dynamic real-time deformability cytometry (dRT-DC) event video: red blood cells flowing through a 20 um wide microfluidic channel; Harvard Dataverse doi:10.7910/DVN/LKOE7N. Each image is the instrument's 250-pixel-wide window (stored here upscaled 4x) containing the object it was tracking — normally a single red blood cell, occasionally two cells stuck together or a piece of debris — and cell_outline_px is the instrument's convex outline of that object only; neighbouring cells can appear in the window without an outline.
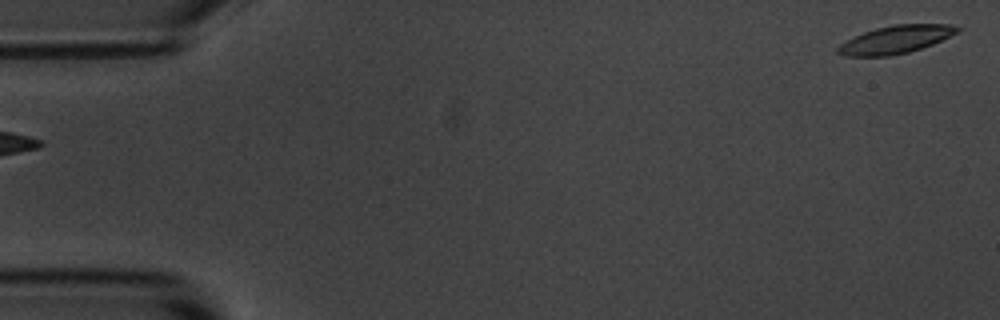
{"species": "common noctule bat (a hibernating species)", "species_latin": "Nyctalus noctula", "temperature_condition": "room temperature", "stored_images_in_passage": 3, "segment_of_instrument_passage": [2, 2], "camera_frame_rate_fps": 3000, "um_per_image_px": 0.085, "animal": {"sex": "male", "body_mass_g": 20.1, "forearm_length_mm": 53.5}, "frame": {"image": 1, "passage_image": 3, "time_ms": 3.333, "image_size_px": [1000, 320], "cell_outline_px": [[964, 28], [960, 32], [932, 44], [908, 52], [888, 56], [844, 56], [836, 52], [836, 48], [840, 44], [864, 32], [876, 28], [892, 24], [952, 24]], "centroid_in_image_um": [76.18, 3.35], "position_along_channel_um": 8.8, "area_um2": 19.42}}